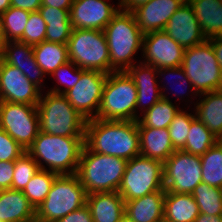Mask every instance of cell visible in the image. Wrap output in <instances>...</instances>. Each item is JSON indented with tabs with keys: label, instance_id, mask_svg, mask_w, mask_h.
Wrapping results in <instances>:
<instances>
[{
	"label": "cell",
	"instance_id": "cell-1",
	"mask_svg": "<svg viewBox=\"0 0 222 222\" xmlns=\"http://www.w3.org/2000/svg\"><path fill=\"white\" fill-rule=\"evenodd\" d=\"M84 146L93 152L126 161L140 155L137 121L86 120Z\"/></svg>",
	"mask_w": 222,
	"mask_h": 222
},
{
	"label": "cell",
	"instance_id": "cell-2",
	"mask_svg": "<svg viewBox=\"0 0 222 222\" xmlns=\"http://www.w3.org/2000/svg\"><path fill=\"white\" fill-rule=\"evenodd\" d=\"M83 147L84 137L55 136L39 131L27 152L40 169L72 175L77 172Z\"/></svg>",
	"mask_w": 222,
	"mask_h": 222
},
{
	"label": "cell",
	"instance_id": "cell-3",
	"mask_svg": "<svg viewBox=\"0 0 222 222\" xmlns=\"http://www.w3.org/2000/svg\"><path fill=\"white\" fill-rule=\"evenodd\" d=\"M104 33L108 44L110 72L126 71L140 62L136 60V54L142 51L144 33L133 13L120 9L107 24Z\"/></svg>",
	"mask_w": 222,
	"mask_h": 222
},
{
	"label": "cell",
	"instance_id": "cell-4",
	"mask_svg": "<svg viewBox=\"0 0 222 222\" xmlns=\"http://www.w3.org/2000/svg\"><path fill=\"white\" fill-rule=\"evenodd\" d=\"M127 161L83 147L76 175L87 194L118 191Z\"/></svg>",
	"mask_w": 222,
	"mask_h": 222
},
{
	"label": "cell",
	"instance_id": "cell-5",
	"mask_svg": "<svg viewBox=\"0 0 222 222\" xmlns=\"http://www.w3.org/2000/svg\"><path fill=\"white\" fill-rule=\"evenodd\" d=\"M36 108L40 131L55 136L84 137L86 120L63 94L43 91Z\"/></svg>",
	"mask_w": 222,
	"mask_h": 222
},
{
	"label": "cell",
	"instance_id": "cell-6",
	"mask_svg": "<svg viewBox=\"0 0 222 222\" xmlns=\"http://www.w3.org/2000/svg\"><path fill=\"white\" fill-rule=\"evenodd\" d=\"M137 89L126 71L110 72L105 80L97 118L136 121Z\"/></svg>",
	"mask_w": 222,
	"mask_h": 222
},
{
	"label": "cell",
	"instance_id": "cell-7",
	"mask_svg": "<svg viewBox=\"0 0 222 222\" xmlns=\"http://www.w3.org/2000/svg\"><path fill=\"white\" fill-rule=\"evenodd\" d=\"M87 195L76 174L58 175L46 199L36 209V216L56 222L86 205Z\"/></svg>",
	"mask_w": 222,
	"mask_h": 222
},
{
	"label": "cell",
	"instance_id": "cell-8",
	"mask_svg": "<svg viewBox=\"0 0 222 222\" xmlns=\"http://www.w3.org/2000/svg\"><path fill=\"white\" fill-rule=\"evenodd\" d=\"M69 61L84 70L110 73V59L104 31L72 29L67 42Z\"/></svg>",
	"mask_w": 222,
	"mask_h": 222
},
{
	"label": "cell",
	"instance_id": "cell-9",
	"mask_svg": "<svg viewBox=\"0 0 222 222\" xmlns=\"http://www.w3.org/2000/svg\"><path fill=\"white\" fill-rule=\"evenodd\" d=\"M181 67L198 95L221 90L222 67L209 40L185 49Z\"/></svg>",
	"mask_w": 222,
	"mask_h": 222
},
{
	"label": "cell",
	"instance_id": "cell-10",
	"mask_svg": "<svg viewBox=\"0 0 222 222\" xmlns=\"http://www.w3.org/2000/svg\"><path fill=\"white\" fill-rule=\"evenodd\" d=\"M163 162L144 156L127 161L126 169L118 189L124 201L165 190L163 184Z\"/></svg>",
	"mask_w": 222,
	"mask_h": 222
},
{
	"label": "cell",
	"instance_id": "cell-11",
	"mask_svg": "<svg viewBox=\"0 0 222 222\" xmlns=\"http://www.w3.org/2000/svg\"><path fill=\"white\" fill-rule=\"evenodd\" d=\"M0 128L27 151L40 131L36 106L0 101Z\"/></svg>",
	"mask_w": 222,
	"mask_h": 222
},
{
	"label": "cell",
	"instance_id": "cell-12",
	"mask_svg": "<svg viewBox=\"0 0 222 222\" xmlns=\"http://www.w3.org/2000/svg\"><path fill=\"white\" fill-rule=\"evenodd\" d=\"M163 184L166 192L191 194L202 182L201 157L176 150L163 163Z\"/></svg>",
	"mask_w": 222,
	"mask_h": 222
},
{
	"label": "cell",
	"instance_id": "cell-13",
	"mask_svg": "<svg viewBox=\"0 0 222 222\" xmlns=\"http://www.w3.org/2000/svg\"><path fill=\"white\" fill-rule=\"evenodd\" d=\"M107 76L101 71L85 70L78 83L63 94L85 120L97 118Z\"/></svg>",
	"mask_w": 222,
	"mask_h": 222
},
{
	"label": "cell",
	"instance_id": "cell-14",
	"mask_svg": "<svg viewBox=\"0 0 222 222\" xmlns=\"http://www.w3.org/2000/svg\"><path fill=\"white\" fill-rule=\"evenodd\" d=\"M185 49L164 31L144 34L140 62L156 69L179 67L182 64Z\"/></svg>",
	"mask_w": 222,
	"mask_h": 222
},
{
	"label": "cell",
	"instance_id": "cell-15",
	"mask_svg": "<svg viewBox=\"0 0 222 222\" xmlns=\"http://www.w3.org/2000/svg\"><path fill=\"white\" fill-rule=\"evenodd\" d=\"M112 0H73L70 9L72 29H96L104 31L107 24L121 9Z\"/></svg>",
	"mask_w": 222,
	"mask_h": 222
},
{
	"label": "cell",
	"instance_id": "cell-16",
	"mask_svg": "<svg viewBox=\"0 0 222 222\" xmlns=\"http://www.w3.org/2000/svg\"><path fill=\"white\" fill-rule=\"evenodd\" d=\"M42 92L18 68L0 61V101L37 106Z\"/></svg>",
	"mask_w": 222,
	"mask_h": 222
},
{
	"label": "cell",
	"instance_id": "cell-17",
	"mask_svg": "<svg viewBox=\"0 0 222 222\" xmlns=\"http://www.w3.org/2000/svg\"><path fill=\"white\" fill-rule=\"evenodd\" d=\"M164 31L184 49L199 45L207 40L193 8L187 0L171 16Z\"/></svg>",
	"mask_w": 222,
	"mask_h": 222
},
{
	"label": "cell",
	"instance_id": "cell-18",
	"mask_svg": "<svg viewBox=\"0 0 222 222\" xmlns=\"http://www.w3.org/2000/svg\"><path fill=\"white\" fill-rule=\"evenodd\" d=\"M126 72L133 79L137 89L136 121H138L142 113L150 109L162 98L157 81L158 69L139 62L129 67Z\"/></svg>",
	"mask_w": 222,
	"mask_h": 222
},
{
	"label": "cell",
	"instance_id": "cell-19",
	"mask_svg": "<svg viewBox=\"0 0 222 222\" xmlns=\"http://www.w3.org/2000/svg\"><path fill=\"white\" fill-rule=\"evenodd\" d=\"M6 64L18 68L27 79L45 91V77L47 76L37 64L33 45L21 41H5L2 59ZM44 81V82H43Z\"/></svg>",
	"mask_w": 222,
	"mask_h": 222
},
{
	"label": "cell",
	"instance_id": "cell-20",
	"mask_svg": "<svg viewBox=\"0 0 222 222\" xmlns=\"http://www.w3.org/2000/svg\"><path fill=\"white\" fill-rule=\"evenodd\" d=\"M185 0H150L132 13L141 31L146 34L164 30L171 16Z\"/></svg>",
	"mask_w": 222,
	"mask_h": 222
},
{
	"label": "cell",
	"instance_id": "cell-21",
	"mask_svg": "<svg viewBox=\"0 0 222 222\" xmlns=\"http://www.w3.org/2000/svg\"><path fill=\"white\" fill-rule=\"evenodd\" d=\"M140 135V155L165 162L175 151L168 128L145 127L137 121Z\"/></svg>",
	"mask_w": 222,
	"mask_h": 222
},
{
	"label": "cell",
	"instance_id": "cell-22",
	"mask_svg": "<svg viewBox=\"0 0 222 222\" xmlns=\"http://www.w3.org/2000/svg\"><path fill=\"white\" fill-rule=\"evenodd\" d=\"M93 222H117L125 214V201L118 191L87 195Z\"/></svg>",
	"mask_w": 222,
	"mask_h": 222
},
{
	"label": "cell",
	"instance_id": "cell-23",
	"mask_svg": "<svg viewBox=\"0 0 222 222\" xmlns=\"http://www.w3.org/2000/svg\"><path fill=\"white\" fill-rule=\"evenodd\" d=\"M166 190L125 201V214L135 222H163Z\"/></svg>",
	"mask_w": 222,
	"mask_h": 222
},
{
	"label": "cell",
	"instance_id": "cell-24",
	"mask_svg": "<svg viewBox=\"0 0 222 222\" xmlns=\"http://www.w3.org/2000/svg\"><path fill=\"white\" fill-rule=\"evenodd\" d=\"M194 112L196 117L222 140V90L199 94Z\"/></svg>",
	"mask_w": 222,
	"mask_h": 222
},
{
	"label": "cell",
	"instance_id": "cell-25",
	"mask_svg": "<svg viewBox=\"0 0 222 222\" xmlns=\"http://www.w3.org/2000/svg\"><path fill=\"white\" fill-rule=\"evenodd\" d=\"M187 1L193 8L206 39L222 36V0Z\"/></svg>",
	"mask_w": 222,
	"mask_h": 222
},
{
	"label": "cell",
	"instance_id": "cell-26",
	"mask_svg": "<svg viewBox=\"0 0 222 222\" xmlns=\"http://www.w3.org/2000/svg\"><path fill=\"white\" fill-rule=\"evenodd\" d=\"M35 215V208L22 191L2 190L0 193V222H20Z\"/></svg>",
	"mask_w": 222,
	"mask_h": 222
},
{
	"label": "cell",
	"instance_id": "cell-27",
	"mask_svg": "<svg viewBox=\"0 0 222 222\" xmlns=\"http://www.w3.org/2000/svg\"><path fill=\"white\" fill-rule=\"evenodd\" d=\"M38 11L47 25L45 41L67 45L72 31L70 10L41 6Z\"/></svg>",
	"mask_w": 222,
	"mask_h": 222
},
{
	"label": "cell",
	"instance_id": "cell-28",
	"mask_svg": "<svg viewBox=\"0 0 222 222\" xmlns=\"http://www.w3.org/2000/svg\"><path fill=\"white\" fill-rule=\"evenodd\" d=\"M198 216L199 208L192 194L166 192L164 222H194Z\"/></svg>",
	"mask_w": 222,
	"mask_h": 222
},
{
	"label": "cell",
	"instance_id": "cell-29",
	"mask_svg": "<svg viewBox=\"0 0 222 222\" xmlns=\"http://www.w3.org/2000/svg\"><path fill=\"white\" fill-rule=\"evenodd\" d=\"M169 77H168V76ZM161 76V77H160ZM173 76H174V78H173ZM163 77V78H162ZM167 77L168 78H173L172 80H174L175 78L177 79H175V81L176 82H174L173 81V84L174 85H176V83H177V86H179L180 88H179V92L178 91H176L175 90V92L173 93L175 96H174V98L175 97H177L178 98V101H179V103H181V101L180 100H183L185 97V95L187 96L186 98H187V100L186 99H184V101H185V105H187V107L189 108L190 106L189 105H195V104H193L192 102H193V100L195 99V100H197V97L199 96L198 94H197V92L193 89V86H192V83H191V81L188 79V77L186 76V74H185V72H184V70L182 69V67L181 66H179V67H169V68H160V69H158V79H159V87H160V93H161V97L163 98V99H166V100H168V101H171L172 102V99H170L169 98V96H167L168 95V93L169 92H167L166 93V91H169L170 89L172 90L173 88H169L167 85H169L168 83V81L167 82H165L164 80H167ZM160 78L163 80V83H160V82H162V80H160ZM165 78V79H164ZM170 78V79H171ZM164 82L166 83V84H164ZM172 82V81H171ZM171 82H170V84H171ZM163 86H162V85ZM173 84H171V85H173ZM166 85V86H165ZM170 86V85H169ZM171 87H173V86H171ZM181 87H183L184 89H182ZM188 87H190V88H188ZM168 88H169V90H168ZM175 88V87H174ZM186 88H188V90L189 91H187V89ZM173 91V90H172ZM188 93V94H187ZM167 94V95H166ZM190 96V97H189ZM190 98V99H189ZM193 99V100H192ZM192 100V101H191ZM190 101V102H189ZM188 103H191V104H188Z\"/></svg>",
	"mask_w": 222,
	"mask_h": 222
},
{
	"label": "cell",
	"instance_id": "cell-30",
	"mask_svg": "<svg viewBox=\"0 0 222 222\" xmlns=\"http://www.w3.org/2000/svg\"><path fill=\"white\" fill-rule=\"evenodd\" d=\"M37 64L47 75H51L59 66L69 61L67 45L43 41L33 46Z\"/></svg>",
	"mask_w": 222,
	"mask_h": 222
},
{
	"label": "cell",
	"instance_id": "cell-31",
	"mask_svg": "<svg viewBox=\"0 0 222 222\" xmlns=\"http://www.w3.org/2000/svg\"><path fill=\"white\" fill-rule=\"evenodd\" d=\"M219 140L218 137L195 117L191 122L186 144L181 150L201 156Z\"/></svg>",
	"mask_w": 222,
	"mask_h": 222
},
{
	"label": "cell",
	"instance_id": "cell-32",
	"mask_svg": "<svg viewBox=\"0 0 222 222\" xmlns=\"http://www.w3.org/2000/svg\"><path fill=\"white\" fill-rule=\"evenodd\" d=\"M175 104L177 106H175ZM175 104L161 98L150 109L141 114L138 120L145 127H153L157 129L168 128L175 115L181 109L177 103Z\"/></svg>",
	"mask_w": 222,
	"mask_h": 222
},
{
	"label": "cell",
	"instance_id": "cell-33",
	"mask_svg": "<svg viewBox=\"0 0 222 222\" xmlns=\"http://www.w3.org/2000/svg\"><path fill=\"white\" fill-rule=\"evenodd\" d=\"M200 157L202 182L222 189V140H219Z\"/></svg>",
	"mask_w": 222,
	"mask_h": 222
},
{
	"label": "cell",
	"instance_id": "cell-34",
	"mask_svg": "<svg viewBox=\"0 0 222 222\" xmlns=\"http://www.w3.org/2000/svg\"><path fill=\"white\" fill-rule=\"evenodd\" d=\"M30 12L9 7L0 15V30L5 41H19L28 23Z\"/></svg>",
	"mask_w": 222,
	"mask_h": 222
},
{
	"label": "cell",
	"instance_id": "cell-35",
	"mask_svg": "<svg viewBox=\"0 0 222 222\" xmlns=\"http://www.w3.org/2000/svg\"><path fill=\"white\" fill-rule=\"evenodd\" d=\"M191 194L198 205L199 213L222 216V189L201 182Z\"/></svg>",
	"mask_w": 222,
	"mask_h": 222
},
{
	"label": "cell",
	"instance_id": "cell-36",
	"mask_svg": "<svg viewBox=\"0 0 222 222\" xmlns=\"http://www.w3.org/2000/svg\"><path fill=\"white\" fill-rule=\"evenodd\" d=\"M57 176V173L39 169L22 190L35 210L46 199L52 183Z\"/></svg>",
	"mask_w": 222,
	"mask_h": 222
},
{
	"label": "cell",
	"instance_id": "cell-37",
	"mask_svg": "<svg viewBox=\"0 0 222 222\" xmlns=\"http://www.w3.org/2000/svg\"><path fill=\"white\" fill-rule=\"evenodd\" d=\"M84 69L79 68L73 62L68 61L66 64L59 66L49 77L56 81L55 85L48 89V92L54 94H64L73 88L79 81ZM57 84V85H56ZM61 87H64L61 89Z\"/></svg>",
	"mask_w": 222,
	"mask_h": 222
},
{
	"label": "cell",
	"instance_id": "cell-38",
	"mask_svg": "<svg viewBox=\"0 0 222 222\" xmlns=\"http://www.w3.org/2000/svg\"><path fill=\"white\" fill-rule=\"evenodd\" d=\"M196 117L194 109L193 113L184 110L182 107L180 111L175 115L173 121L168 127V132L176 150H181L186 144V138L190 131V125L192 120Z\"/></svg>",
	"mask_w": 222,
	"mask_h": 222
},
{
	"label": "cell",
	"instance_id": "cell-39",
	"mask_svg": "<svg viewBox=\"0 0 222 222\" xmlns=\"http://www.w3.org/2000/svg\"><path fill=\"white\" fill-rule=\"evenodd\" d=\"M39 169L37 162L25 151L15 160L11 189L22 191Z\"/></svg>",
	"mask_w": 222,
	"mask_h": 222
},
{
	"label": "cell",
	"instance_id": "cell-40",
	"mask_svg": "<svg viewBox=\"0 0 222 222\" xmlns=\"http://www.w3.org/2000/svg\"><path fill=\"white\" fill-rule=\"evenodd\" d=\"M46 26L39 11L30 12L28 23L19 41L33 46L42 43L45 41Z\"/></svg>",
	"mask_w": 222,
	"mask_h": 222
},
{
	"label": "cell",
	"instance_id": "cell-41",
	"mask_svg": "<svg viewBox=\"0 0 222 222\" xmlns=\"http://www.w3.org/2000/svg\"><path fill=\"white\" fill-rule=\"evenodd\" d=\"M25 150L0 128V161H15Z\"/></svg>",
	"mask_w": 222,
	"mask_h": 222
},
{
	"label": "cell",
	"instance_id": "cell-42",
	"mask_svg": "<svg viewBox=\"0 0 222 222\" xmlns=\"http://www.w3.org/2000/svg\"><path fill=\"white\" fill-rule=\"evenodd\" d=\"M15 161H0V188L11 189Z\"/></svg>",
	"mask_w": 222,
	"mask_h": 222
},
{
	"label": "cell",
	"instance_id": "cell-43",
	"mask_svg": "<svg viewBox=\"0 0 222 222\" xmlns=\"http://www.w3.org/2000/svg\"><path fill=\"white\" fill-rule=\"evenodd\" d=\"M56 222H93V219L89 207L84 205L80 209L70 212Z\"/></svg>",
	"mask_w": 222,
	"mask_h": 222
},
{
	"label": "cell",
	"instance_id": "cell-44",
	"mask_svg": "<svg viewBox=\"0 0 222 222\" xmlns=\"http://www.w3.org/2000/svg\"><path fill=\"white\" fill-rule=\"evenodd\" d=\"M42 5V0H11V6L27 10L29 12H36Z\"/></svg>",
	"mask_w": 222,
	"mask_h": 222
},
{
	"label": "cell",
	"instance_id": "cell-45",
	"mask_svg": "<svg viewBox=\"0 0 222 222\" xmlns=\"http://www.w3.org/2000/svg\"><path fill=\"white\" fill-rule=\"evenodd\" d=\"M73 0H42L41 6L70 10Z\"/></svg>",
	"mask_w": 222,
	"mask_h": 222
},
{
	"label": "cell",
	"instance_id": "cell-46",
	"mask_svg": "<svg viewBox=\"0 0 222 222\" xmlns=\"http://www.w3.org/2000/svg\"><path fill=\"white\" fill-rule=\"evenodd\" d=\"M150 0H122L121 10L125 12H133L140 6L148 3Z\"/></svg>",
	"mask_w": 222,
	"mask_h": 222
},
{
	"label": "cell",
	"instance_id": "cell-47",
	"mask_svg": "<svg viewBox=\"0 0 222 222\" xmlns=\"http://www.w3.org/2000/svg\"><path fill=\"white\" fill-rule=\"evenodd\" d=\"M214 47L218 63L222 67V36L214 37L209 39Z\"/></svg>",
	"mask_w": 222,
	"mask_h": 222
},
{
	"label": "cell",
	"instance_id": "cell-48",
	"mask_svg": "<svg viewBox=\"0 0 222 222\" xmlns=\"http://www.w3.org/2000/svg\"><path fill=\"white\" fill-rule=\"evenodd\" d=\"M194 222H222V216H213L199 213V216L195 219Z\"/></svg>",
	"mask_w": 222,
	"mask_h": 222
},
{
	"label": "cell",
	"instance_id": "cell-49",
	"mask_svg": "<svg viewBox=\"0 0 222 222\" xmlns=\"http://www.w3.org/2000/svg\"><path fill=\"white\" fill-rule=\"evenodd\" d=\"M11 7V0H0V15Z\"/></svg>",
	"mask_w": 222,
	"mask_h": 222
},
{
	"label": "cell",
	"instance_id": "cell-50",
	"mask_svg": "<svg viewBox=\"0 0 222 222\" xmlns=\"http://www.w3.org/2000/svg\"><path fill=\"white\" fill-rule=\"evenodd\" d=\"M5 40L0 30V61L3 59Z\"/></svg>",
	"mask_w": 222,
	"mask_h": 222
},
{
	"label": "cell",
	"instance_id": "cell-51",
	"mask_svg": "<svg viewBox=\"0 0 222 222\" xmlns=\"http://www.w3.org/2000/svg\"><path fill=\"white\" fill-rule=\"evenodd\" d=\"M117 222H135L129 216L124 214Z\"/></svg>",
	"mask_w": 222,
	"mask_h": 222
},
{
	"label": "cell",
	"instance_id": "cell-52",
	"mask_svg": "<svg viewBox=\"0 0 222 222\" xmlns=\"http://www.w3.org/2000/svg\"><path fill=\"white\" fill-rule=\"evenodd\" d=\"M20 222H37V216L35 215L34 217L24 220V221H20Z\"/></svg>",
	"mask_w": 222,
	"mask_h": 222
},
{
	"label": "cell",
	"instance_id": "cell-53",
	"mask_svg": "<svg viewBox=\"0 0 222 222\" xmlns=\"http://www.w3.org/2000/svg\"><path fill=\"white\" fill-rule=\"evenodd\" d=\"M37 222H51V221H46V220L41 219V218H39V217L37 216Z\"/></svg>",
	"mask_w": 222,
	"mask_h": 222
},
{
	"label": "cell",
	"instance_id": "cell-54",
	"mask_svg": "<svg viewBox=\"0 0 222 222\" xmlns=\"http://www.w3.org/2000/svg\"><path fill=\"white\" fill-rule=\"evenodd\" d=\"M117 3L121 5V3H122V0H118V2H117Z\"/></svg>",
	"mask_w": 222,
	"mask_h": 222
}]
</instances>
